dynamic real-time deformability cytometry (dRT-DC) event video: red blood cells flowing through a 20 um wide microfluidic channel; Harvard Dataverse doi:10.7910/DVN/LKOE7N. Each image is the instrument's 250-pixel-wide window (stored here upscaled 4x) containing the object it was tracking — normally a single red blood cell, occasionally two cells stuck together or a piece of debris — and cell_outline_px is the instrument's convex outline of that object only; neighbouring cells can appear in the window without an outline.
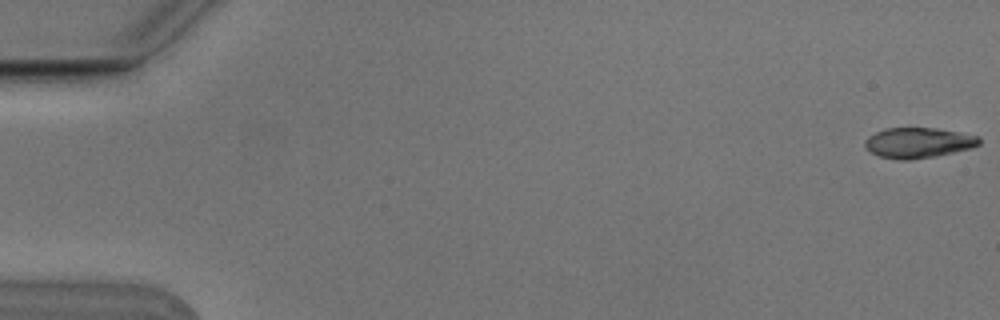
{"species": "Egyptian fruit bat (a non-hibernating species)", "species_latin": "Rousettus aegyptiacus", "temperature_condition": "cold", "stored_images_in_passage": 4, "camera_frame_rate_fps": 3000, "um_per_image_px": 0.085, "animal": {"sex": "male"}, "frame": {"image": 1, "passage_image": 1, "time_ms": 0.0, "image_size_px": [1000, 320], "cell_outline_px": [[980, 144], [972, 148], [932, 156], [908, 160], [904, 160], [880, 156], [864, 148], [864, 140], [868, 136], [884, 128], [936, 128], [980, 136]], "centroid_in_image_um": [78.04, 12.12], "position_along_channel_um": 7.0, "area_um2": 20.06}}